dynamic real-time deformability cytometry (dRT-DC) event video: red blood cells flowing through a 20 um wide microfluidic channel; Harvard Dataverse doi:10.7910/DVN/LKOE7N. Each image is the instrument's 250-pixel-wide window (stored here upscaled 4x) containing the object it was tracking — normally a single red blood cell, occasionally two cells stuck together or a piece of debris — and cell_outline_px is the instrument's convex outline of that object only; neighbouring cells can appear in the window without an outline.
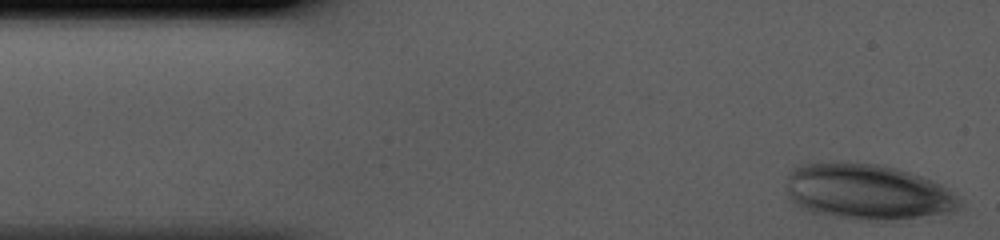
{"species": "human", "species_latin": "Homo sapiens", "temperature_condition": "cold", "stored_images_in_passage": 10, "camera_frame_rate_fps": 3000, "um_per_image_px": 0.085, "donor": {"sex": "male"}, "frame": {"image": 1, "passage_image": 1, "time_ms": 0.0, "image_size_px": [1000, 240], "cell_outline_px": [[964, 208], [948, 212], [892, 220], [860, 220], [812, 212], [800, 208], [788, 196], [784, 188], [784, 184], [788, 172], [792, 168], [800, 164], [832, 160], [848, 160], [880, 164], [896, 168], [932, 180], [940, 184], [960, 196], [964, 204]], "centroid_in_image_um": [73.68, 16.26], "position_along_channel_um": 11.3, "area_um2": 57.45}}
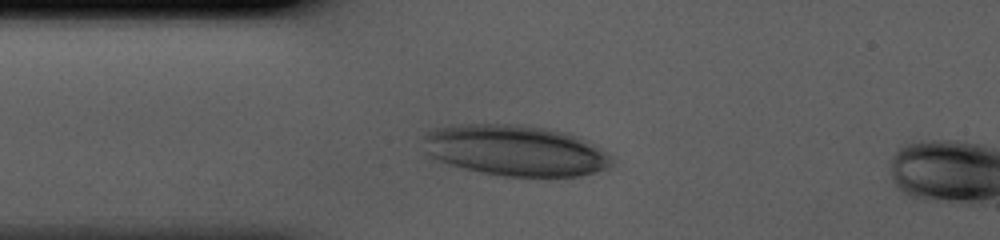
{"frame": {"image": 2, "passage_image": 8, "time_ms": 2.333, "image_size_px": [1000, 240], "cell_outline_px": [[612, 164], [608, 168], [596, 172], [580, 176], [504, 176], [464, 168], [432, 160], [424, 156], [420, 136], [424, 132], [432, 128], [452, 124], [520, 124], [568, 132], [580, 136], [600, 148], [612, 156]], "centroid_in_image_um": [43.69, 12.77], "position_along_channel_um": 41.3, "area_um2": 57.05}}